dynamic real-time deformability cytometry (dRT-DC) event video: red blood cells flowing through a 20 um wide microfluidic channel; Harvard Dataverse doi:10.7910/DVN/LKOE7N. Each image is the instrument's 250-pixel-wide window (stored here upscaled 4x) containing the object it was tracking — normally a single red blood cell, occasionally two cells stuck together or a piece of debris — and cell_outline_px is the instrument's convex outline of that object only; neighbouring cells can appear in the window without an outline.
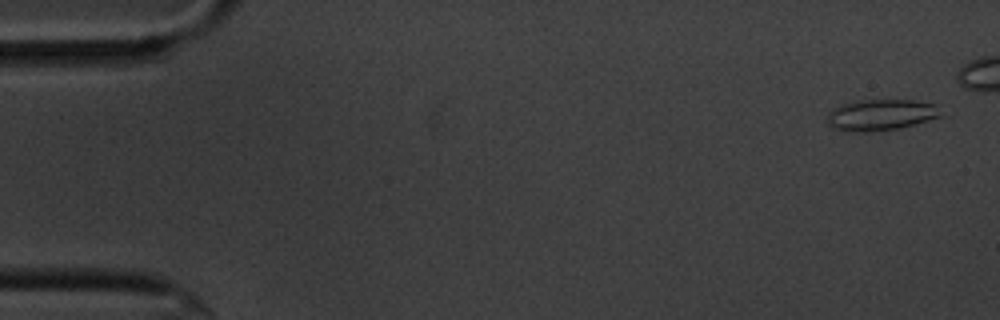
{"species": "common noctule bat (a hibernating species)", "species_latin": "Nyctalus noctula", "temperature_condition": "cold", "stored_images_in_passage": 46, "segment_of_instrument_passage": [1, 2], "camera_frame_rate_fps": 3000, "um_per_image_px": 0.085, "animal": {"sex": "male", "body_mass_g": 20.1, "forearm_length_mm": 53.5}, "frame": {"image": 1, "passage_image": 1, "time_ms": 0.0, "image_size_px": [1000, 320], "cell_outline_px": [[944, 116], [916, 124], [900, 128], [872, 132], [844, 132], [832, 128], [828, 124], [828, 112], [832, 108], [840, 104], [856, 100], [912, 100], [936, 104]], "centroid_in_image_um": [74.86, 9.77], "position_along_channel_um": 10.1, "area_um2": 21.15}}
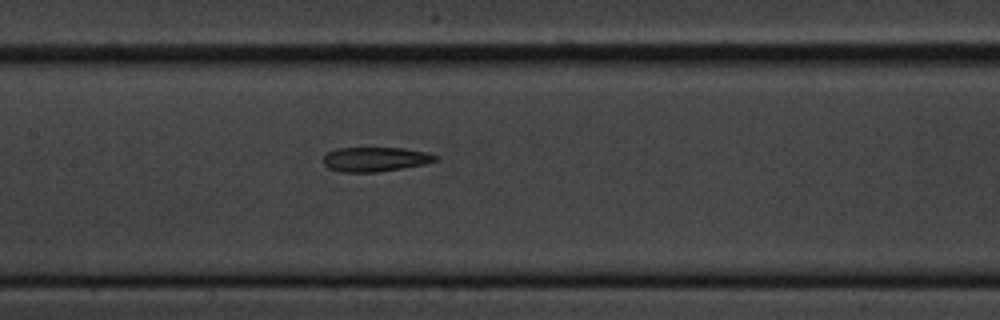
{"frame": {"image": 2, "passage_image": 26, "time_ms": 8.333, "image_size_px": [1000, 320], "cell_outline_px": [[440, 156], [436, 160], [424, 164], [376, 172], [340, 172], [328, 168], [324, 164], [324, 156], [328, 152], [336, 148], [404, 148], [428, 152]], "centroid_in_image_um": [31.9, 13.53], "position_along_channel_um": 175.5, "area_um2": 15.95}}
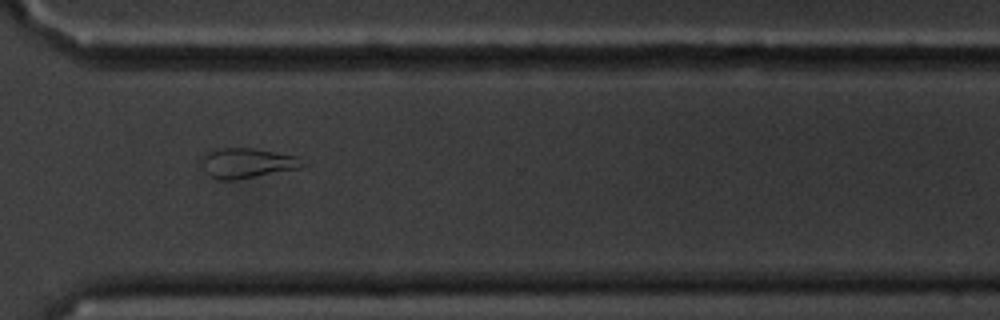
{"frame": {"image": 3, "passage_image": 41, "time_ms": 13.333, "image_size_px": [1000, 320], "cell_outline_px": [[308, 164], [300, 168], [236, 180], [220, 180], [208, 176], [204, 172], [196, 160], [208, 148], [252, 148], [300, 156]], "centroid_in_image_um": [20.9, 13.85], "position_along_channel_um": 349.7, "area_um2": 18.55}}